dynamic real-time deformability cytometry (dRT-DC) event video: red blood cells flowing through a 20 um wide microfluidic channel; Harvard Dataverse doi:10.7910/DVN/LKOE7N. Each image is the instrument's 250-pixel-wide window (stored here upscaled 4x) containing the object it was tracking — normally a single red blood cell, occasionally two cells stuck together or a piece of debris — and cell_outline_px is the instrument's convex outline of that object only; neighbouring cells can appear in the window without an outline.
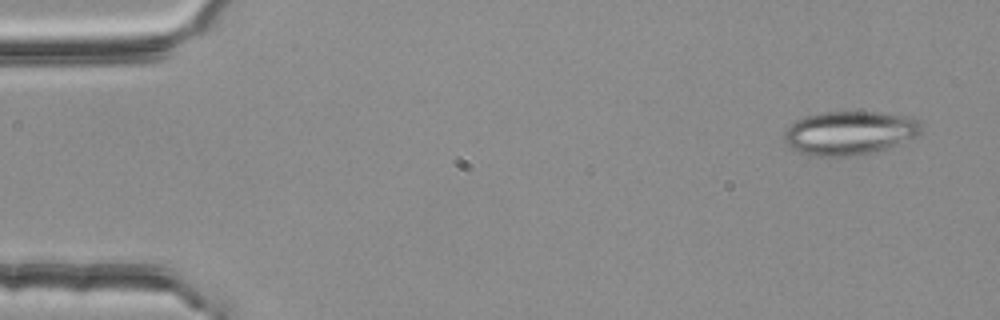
{"species": "common noctule bat (a hibernating species)", "species_latin": "Nyctalus noctula", "temperature_condition": "room temperature", "stored_images_in_passage": 4, "camera_frame_rate_fps": 3000, "um_per_image_px": 0.085, "animal": {"sex": "female", "body_mass_g": 25.1}, "frame": {"image": 1, "passage_image": 1, "time_ms": 0.0, "image_size_px": [1000, 320], "cell_outline_px": [[920, 132], [916, 136], [896, 144], [872, 152], [844, 156], [812, 156], [800, 152], [792, 148], [784, 140], [784, 132], [796, 120], [804, 116], [824, 112], [880, 112], [912, 116], [920, 120]], "centroid_in_image_um": [72.21, 11.28], "position_along_channel_um": 12.8, "area_um2": 34.62}}